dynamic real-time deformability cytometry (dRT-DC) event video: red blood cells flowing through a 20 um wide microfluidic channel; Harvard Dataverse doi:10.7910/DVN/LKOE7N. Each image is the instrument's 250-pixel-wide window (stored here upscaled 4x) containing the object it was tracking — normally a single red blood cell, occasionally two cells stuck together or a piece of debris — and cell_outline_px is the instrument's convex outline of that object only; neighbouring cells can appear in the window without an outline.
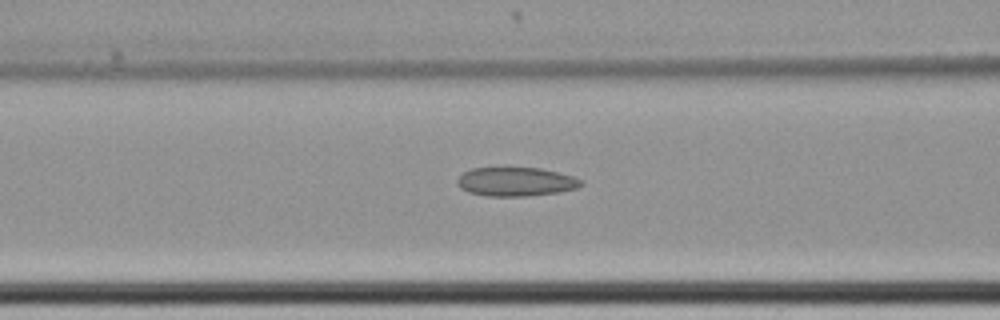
{"species": "common noctule bat (a hibernating species)", "species_latin": "Nyctalus noctula", "temperature_condition": "cold", "stored_images_in_passage": 49, "camera_frame_rate_fps": 3000, "um_per_image_px": 0.085, "animal": {"sex": "female", "body_mass_g": 22.7, "forearm_length_mm": 54.2}, "frame": {"image": 1, "passage_image": 22, "time_ms": 7.0, "image_size_px": [1000, 320], "cell_outline_px": [[584, 184], [576, 188], [560, 192], [524, 196], [484, 196], [468, 192], [460, 188], [456, 184], [456, 180], [464, 172], [472, 168], [504, 164], [508, 164], [540, 168], [572, 176], [584, 180]], "centroid_in_image_um": [43.8, 15.39], "position_along_channel_um": 122.8, "area_um2": 21.91}}
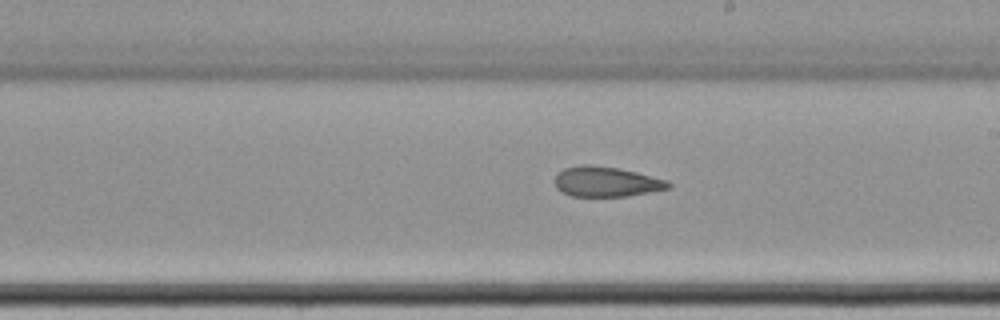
{"frame": {"image": 2, "passage_image": 32, "time_ms": 10.333, "image_size_px": [1000, 320], "cell_outline_px": [[672, 188], [628, 196], [572, 196], [560, 192], [556, 188], [556, 176], [564, 168], [580, 164], [592, 164], [620, 168], [668, 180], [672, 184]], "centroid_in_image_um": [51.56, 15.44], "position_along_channel_um": 237.4, "area_um2": 20.11}}
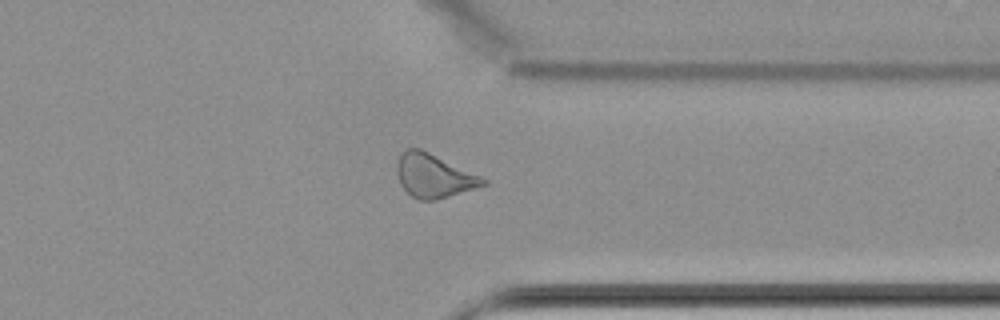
{"frame": {"image": 3, "passage_image": 44, "time_ms": 14.333, "image_size_px": [1000, 320], "cell_outline_px": [[488, 184], [448, 196], [432, 200], [420, 200], [412, 196], [400, 184], [396, 172], [396, 164], [400, 152], [408, 148], [420, 148], [480, 176], [488, 180]], "centroid_in_image_um": [36.83, 14.93], "position_along_channel_um": 374.6, "area_um2": 21.62}}